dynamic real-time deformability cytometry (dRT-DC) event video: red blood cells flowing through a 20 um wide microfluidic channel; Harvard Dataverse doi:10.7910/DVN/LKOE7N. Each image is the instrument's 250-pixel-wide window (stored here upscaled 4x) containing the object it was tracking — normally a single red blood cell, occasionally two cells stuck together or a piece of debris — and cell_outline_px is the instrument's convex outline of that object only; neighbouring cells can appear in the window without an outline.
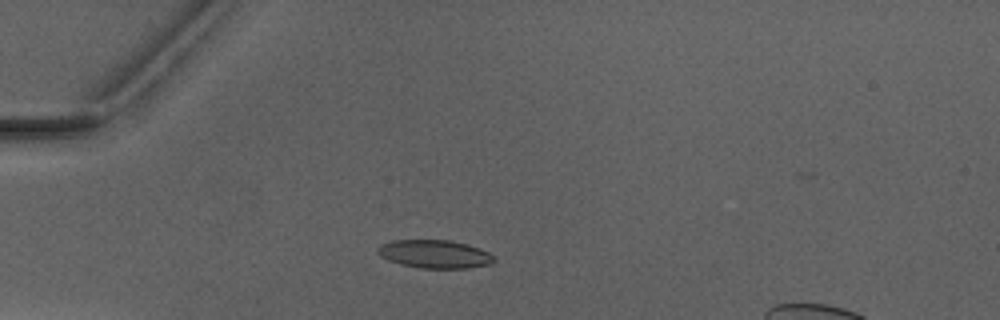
{"species": "Egyptian fruit bat (a non-hibernating species)", "species_latin": "Rousettus aegyptiacus", "temperature_condition": "warm", "stored_images_in_passage": 3, "camera_frame_rate_fps": 3000, "um_per_image_px": 0.085, "animal": {"sex": "male"}, "frame": {"image": 1, "passage_image": 3, "time_ms": 2.333, "image_size_px": [1000, 320], "cell_outline_px": [[496, 260], [488, 264], [468, 268], [420, 268], [400, 264], [388, 260], [380, 256], [376, 252], [376, 248], [380, 244], [392, 240], [448, 240], [480, 248], [488, 252]], "centroid_in_image_um": [36.88, 21.59], "position_along_channel_um": 48.1, "area_um2": 19.07}}